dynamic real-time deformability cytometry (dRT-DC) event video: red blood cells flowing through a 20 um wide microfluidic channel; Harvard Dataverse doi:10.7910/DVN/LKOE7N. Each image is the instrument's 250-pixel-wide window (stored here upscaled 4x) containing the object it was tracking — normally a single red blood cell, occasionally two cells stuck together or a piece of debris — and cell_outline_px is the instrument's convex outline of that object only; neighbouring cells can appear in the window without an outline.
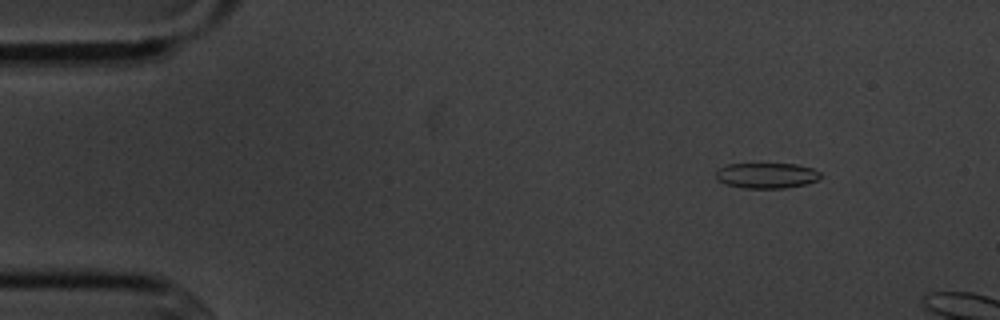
{"species": "common noctule bat (a hibernating species)", "species_latin": "Nyctalus noctula", "temperature_condition": "cold", "stored_images_in_passage": 4, "camera_frame_rate_fps": 3000, "um_per_image_px": 0.085, "animal": {"sex": "male", "body_mass_g": 20.1, "forearm_length_mm": 53.5}, "frame": {"image": 1, "passage_image": 2, "time_ms": 1.333, "image_size_px": [1000, 320], "cell_outline_px": [[820, 180], [804, 184], [784, 188], [744, 188], [724, 184], [716, 180], [716, 168], [728, 164], [796, 164], [812, 168], [820, 172]], "centroid_in_image_um": [65.12, 14.92], "position_along_channel_um": 19.9, "area_um2": 15.66}}